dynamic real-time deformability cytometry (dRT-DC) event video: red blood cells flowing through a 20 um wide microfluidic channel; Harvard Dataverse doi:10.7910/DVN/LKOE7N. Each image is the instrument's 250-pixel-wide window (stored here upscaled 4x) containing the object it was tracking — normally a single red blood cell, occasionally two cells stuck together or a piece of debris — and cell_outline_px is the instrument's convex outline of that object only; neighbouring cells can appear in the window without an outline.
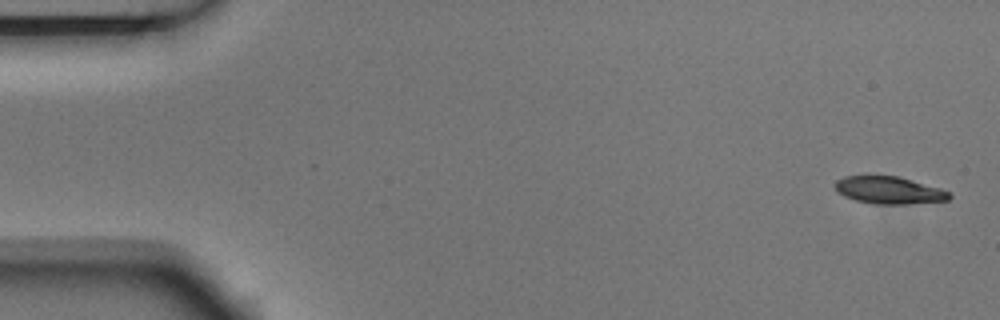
{"species": "Egyptian fruit bat (a non-hibernating species)", "species_latin": "Rousettus aegyptiacus", "temperature_condition": "room temperature", "stored_images_in_passage": 4, "camera_frame_rate_fps": 3000, "um_per_image_px": 0.085, "animal": {"sex": "male"}, "frame": {"image": 1, "passage_image": 1, "time_ms": 0.0, "image_size_px": [1000, 320], "cell_outline_px": [[952, 196], [948, 200], [904, 204], [872, 204], [856, 200], [844, 196], [836, 192], [836, 180], [844, 176], [900, 176], [940, 188], [948, 192]], "centroid_in_image_um": [75.56, 16.17], "position_along_channel_um": 9.4, "area_um2": 18.15}}